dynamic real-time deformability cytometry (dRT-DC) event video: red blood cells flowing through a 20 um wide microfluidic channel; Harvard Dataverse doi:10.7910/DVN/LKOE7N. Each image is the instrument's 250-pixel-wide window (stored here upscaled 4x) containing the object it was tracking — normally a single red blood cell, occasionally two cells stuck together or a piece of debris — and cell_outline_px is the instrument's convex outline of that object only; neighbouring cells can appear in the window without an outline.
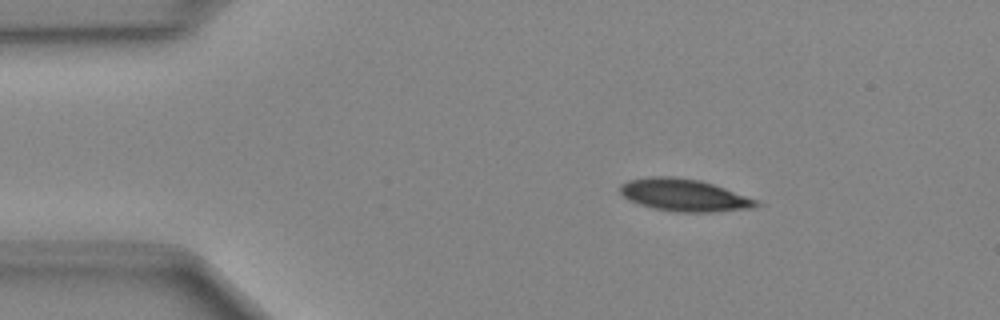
{"species": "Egyptian fruit bat (a non-hibernating species)", "species_latin": "Rousettus aegyptiacus", "temperature_condition": "cold", "stored_images_in_passage": 37, "camera_frame_rate_fps": 3000, "um_per_image_px": 0.085, "animal": {"sex": "female"}, "frame": {"image": 1, "passage_image": 1, "time_ms": 0.0, "image_size_px": [1000, 320], "cell_outline_px": [[764, 204], [752, 208], [712, 212], [676, 212], [652, 208], [628, 200], [620, 192], [620, 184], [628, 180], [648, 176], [676, 176], [700, 180], [724, 188], [756, 200]], "centroid_in_image_um": [58.12, 16.58], "position_along_channel_um": 26.9, "area_um2": 25.66}}
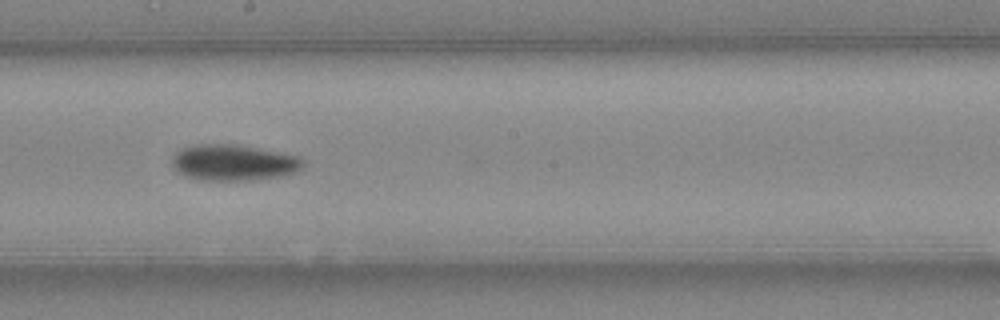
{"frame": {"image": 2, "passage_image": 20, "time_ms": 6.333, "image_size_px": [1000, 320], "cell_outline_px": [[304, 164], [296, 172], [280, 176], [252, 180], [200, 180], [184, 176], [172, 164], [172, 156], [180, 148], [192, 144], [236, 144], [280, 152], [300, 156], [304, 160]], "centroid_in_image_um": [19.84, 13.81], "position_along_channel_um": 228.4, "area_um2": 27.69}}
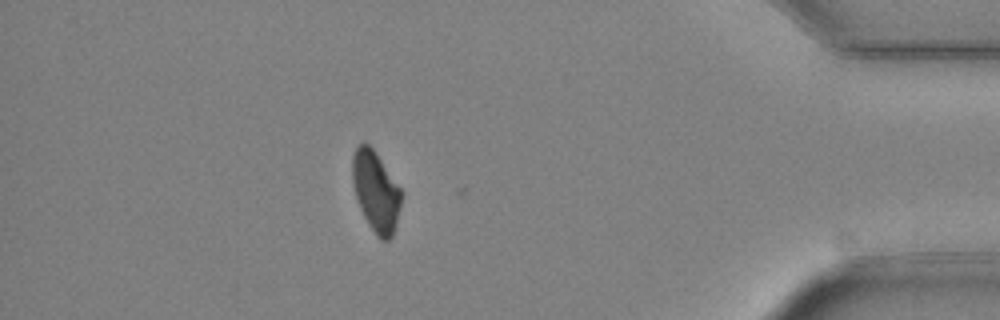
{"frame": {"image": 3, "passage_image": 36, "time_ms": 11.667, "image_size_px": [1000, 320], "cell_outline_px": [[400, 204], [396, 224], [392, 236], [388, 240], [380, 240], [376, 236], [368, 224], [360, 208], [356, 196], [352, 180], [352, 156], [356, 144], [364, 140], [372, 148], [400, 188]], "centroid_in_image_um": [31.9, 16.25], "position_along_channel_um": 403.3, "area_um2": 22.66}}